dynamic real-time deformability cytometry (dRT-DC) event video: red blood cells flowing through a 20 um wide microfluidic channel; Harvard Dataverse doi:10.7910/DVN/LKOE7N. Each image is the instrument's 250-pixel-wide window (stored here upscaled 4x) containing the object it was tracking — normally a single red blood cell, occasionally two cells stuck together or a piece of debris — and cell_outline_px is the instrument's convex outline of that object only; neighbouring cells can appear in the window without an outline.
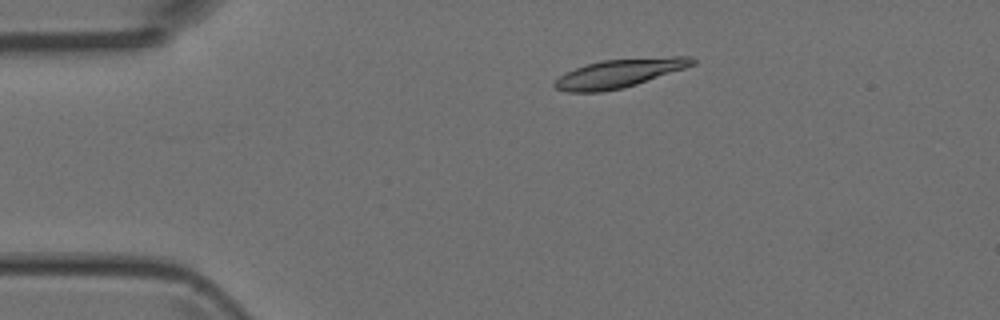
{"species": "Egyptian fruit bat (a non-hibernating species)", "species_latin": "Rousettus aegyptiacus", "temperature_condition": "room temperature", "stored_images_in_passage": 3, "camera_frame_rate_fps": 3000, "um_per_image_px": 0.085, "animal": {"sex": "female"}, "frame": {"image": 1, "passage_image": 2, "time_ms": 1.333, "image_size_px": [1000, 320], "cell_outline_px": [[696, 64], [624, 88], [600, 92], [568, 92], [556, 88], [552, 84], [560, 76], [576, 68], [600, 60], [672, 56], [692, 56], [696, 60]], "centroid_in_image_um": [52.66, 6.22], "position_along_channel_um": 32.3, "area_um2": 22.72}}
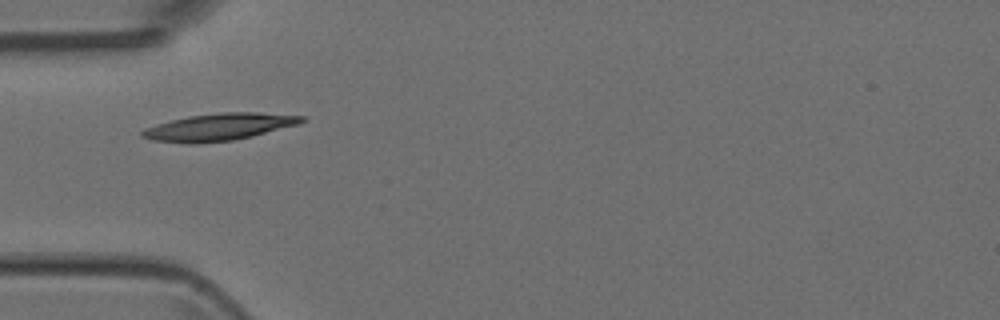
{"frame": {"image": 2, "passage_image": 3, "time_ms": 3.333, "image_size_px": [1000, 320], "cell_outline_px": [[308, 120], [300, 124], [252, 136], [232, 140], [196, 144], [188, 144], [152, 140], [140, 136], [140, 132], [144, 128], [156, 124], [188, 116], [220, 112], [256, 112], [304, 116]], "centroid_in_image_um": [18.62, 10.79], "position_along_channel_um": 66.4, "area_um2": 25.37}}